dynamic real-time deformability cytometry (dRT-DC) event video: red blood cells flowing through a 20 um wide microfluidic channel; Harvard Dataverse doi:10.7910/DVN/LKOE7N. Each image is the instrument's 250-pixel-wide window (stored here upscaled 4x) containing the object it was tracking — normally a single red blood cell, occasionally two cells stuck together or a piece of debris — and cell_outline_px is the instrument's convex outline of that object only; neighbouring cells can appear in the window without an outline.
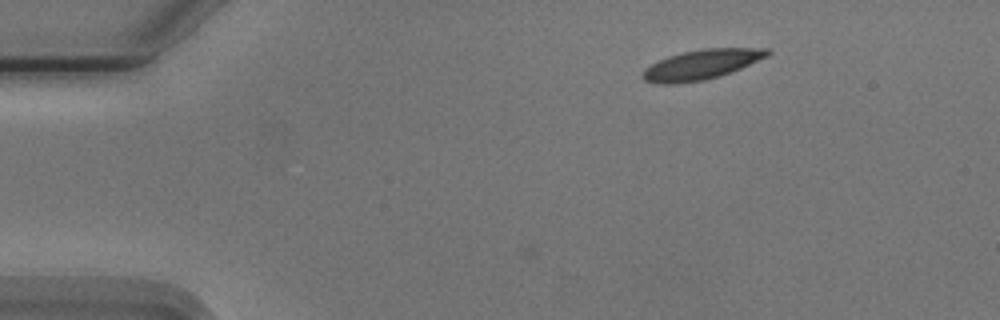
{"species": "Egyptian fruit bat (a non-hibernating species)", "species_latin": "Rousettus aegyptiacus", "temperature_condition": "cold", "stored_images_in_passage": 3, "camera_frame_rate_fps": 3000, "um_per_image_px": 0.085, "animal": {"sex": "male"}, "frame": {"image": 1, "passage_image": 3, "time_ms": 0.667, "image_size_px": [1000, 320], "cell_outline_px": [[772, 52], [768, 56], [740, 68], [720, 76], [704, 80], [676, 84], [656, 84], [644, 80], [640, 76], [644, 68], [668, 56], [700, 48], [772, 48]], "centroid_in_image_um": [59.61, 5.49], "position_along_channel_um": 25.4, "area_um2": 21.79}}